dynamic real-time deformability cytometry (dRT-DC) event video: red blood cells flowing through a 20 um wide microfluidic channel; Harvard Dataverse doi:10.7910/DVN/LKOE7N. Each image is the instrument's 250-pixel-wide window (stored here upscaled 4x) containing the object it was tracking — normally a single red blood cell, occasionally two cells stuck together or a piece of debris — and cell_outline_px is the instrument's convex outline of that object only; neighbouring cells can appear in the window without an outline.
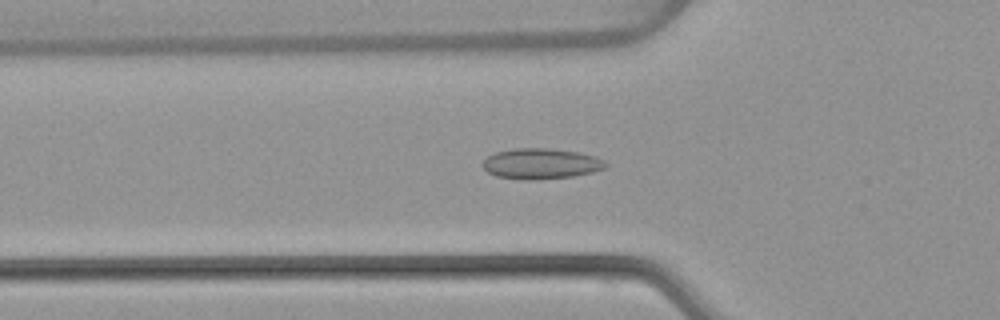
{"species": "common noctule bat (a hibernating species)", "species_latin": "Nyctalus noctula", "temperature_condition": "warm", "stored_images_in_passage": 52, "camera_frame_rate_fps": 3000, "um_per_image_px": 0.085, "animal": {"sex": "female", "body_mass_g": 22.7, "forearm_length_mm": 54.2}, "frame": {"image": 1, "passage_image": 18, "time_ms": 5.667, "image_size_px": [1000, 320], "cell_outline_px": [[608, 164], [604, 168], [592, 172], [572, 176], [528, 180], [524, 180], [496, 176], [488, 172], [484, 168], [484, 160], [488, 156], [496, 152], [512, 148], [548, 148], [576, 152], [592, 156], [604, 160]], "centroid_in_image_um": [45.96, 13.91], "position_along_channel_um": 79.8, "area_um2": 21.62}}
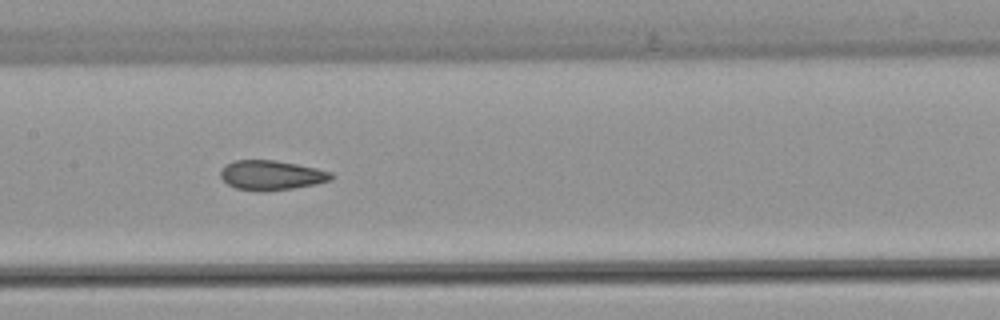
{"frame": {"image": 2, "passage_image": 26, "time_ms": 8.333, "image_size_px": [1000, 320], "cell_outline_px": [[336, 176], [332, 180], [316, 184], [292, 188], [236, 188], [228, 184], [220, 176], [220, 172], [224, 164], [232, 160], [272, 160], [296, 164], [316, 168], [332, 172]], "centroid_in_image_um": [23.1, 14.84], "position_along_channel_um": 184.3, "area_um2": 18.44}}
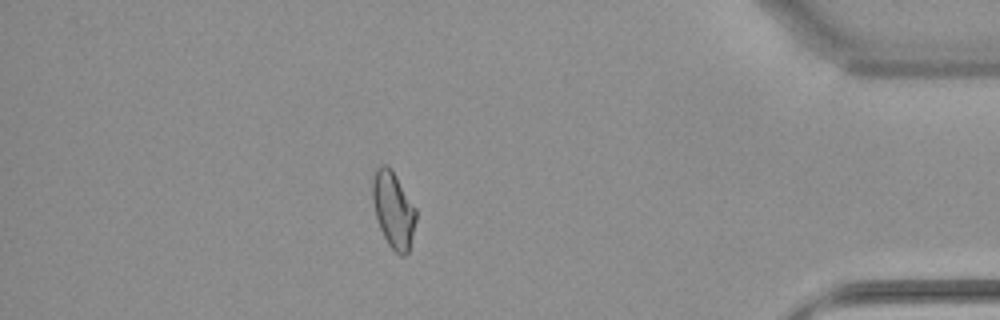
{"frame": {"image": 3, "passage_image": 46, "time_ms": 15.0, "image_size_px": [1000, 320], "cell_outline_px": [[416, 220], [408, 252], [404, 256], [400, 256], [388, 244], [376, 220], [372, 200], [372, 176], [376, 168], [380, 164], [384, 164], [392, 168], [416, 208]], "centroid_in_image_um": [33.42, 17.78], "position_along_channel_um": 401.8, "area_um2": 19.54}, "authors_computed_cell_mechanics": {"area_um2": 19.6231, "velocity_mm_per_s": 3.8914, "shape_relaxation_time_tau1_ms": null, "shape_relaxation_time_tau2_ms": 1.6388, "deformation_change_tau1": null, "deformation_change_tau2": 0.0584}}